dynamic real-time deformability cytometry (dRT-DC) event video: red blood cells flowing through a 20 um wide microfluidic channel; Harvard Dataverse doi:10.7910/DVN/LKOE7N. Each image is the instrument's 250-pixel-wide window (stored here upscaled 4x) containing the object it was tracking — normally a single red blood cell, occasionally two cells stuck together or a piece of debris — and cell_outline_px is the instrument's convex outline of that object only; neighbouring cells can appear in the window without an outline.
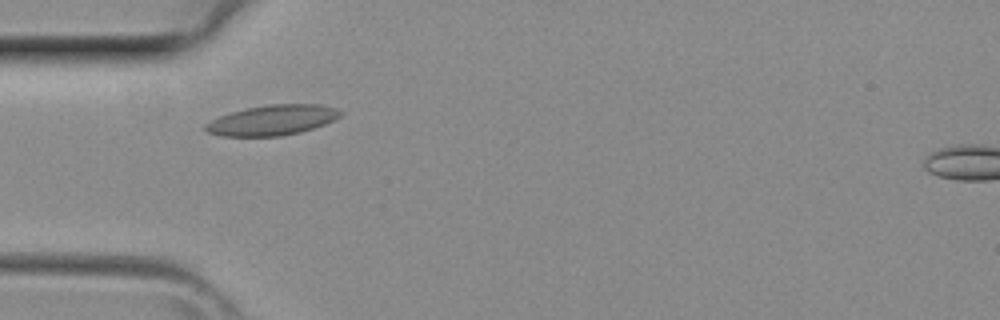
{"species": "common noctule bat (a hibernating species)", "species_latin": "Nyctalus noctula", "temperature_condition": "room temperature", "stored_images_in_passage": 2, "camera_frame_rate_fps": 3000, "um_per_image_px": 0.085, "animal": {"sex": "female", "body_mass_g": 29.2, "forearm_length_mm": 56.3}, "frame": {"image": 1, "passage_image": 2, "time_ms": 0.333, "image_size_px": [1000, 320], "cell_outline_px": [[344, 112], [340, 116], [324, 124], [300, 132], [280, 136], [220, 136], [208, 132], [204, 128], [204, 124], [220, 116], [232, 112], [248, 108], [268, 104], [320, 104], [336, 108]], "centroid_in_image_um": [23.15, 10.21], "position_along_channel_um": 61.8, "area_um2": 23.58}}